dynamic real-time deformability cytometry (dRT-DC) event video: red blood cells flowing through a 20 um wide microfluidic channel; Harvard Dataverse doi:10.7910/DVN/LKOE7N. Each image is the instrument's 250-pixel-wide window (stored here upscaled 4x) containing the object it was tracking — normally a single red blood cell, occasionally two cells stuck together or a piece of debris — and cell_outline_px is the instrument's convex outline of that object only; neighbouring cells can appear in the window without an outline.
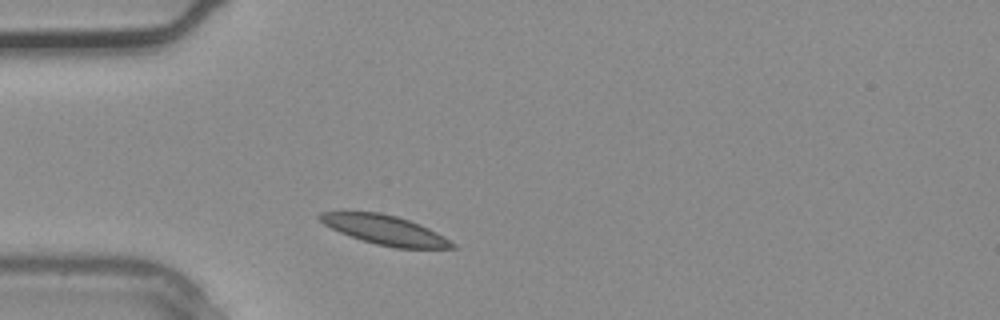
{"species": "common noctule bat (a hibernating species)", "species_latin": "Nyctalus noctula", "temperature_condition": "warm", "stored_images_in_passage": 2, "camera_frame_rate_fps": 3000, "um_per_image_px": 0.085, "animal": {"sex": "male", "body_mass_g": 20.4}, "frame": {"image": 1, "passage_image": 2, "time_ms": 0.333, "image_size_px": [1000, 320], "cell_outline_px": [[456, 248], [396, 248], [376, 244], [360, 240], [340, 232], [324, 224], [316, 216], [320, 212], [380, 212], [396, 216], [408, 220], [428, 228], [436, 232], [456, 244]], "centroid_in_image_um": [32.7, 19.55], "position_along_channel_um": 52.3, "area_um2": 22.43}}